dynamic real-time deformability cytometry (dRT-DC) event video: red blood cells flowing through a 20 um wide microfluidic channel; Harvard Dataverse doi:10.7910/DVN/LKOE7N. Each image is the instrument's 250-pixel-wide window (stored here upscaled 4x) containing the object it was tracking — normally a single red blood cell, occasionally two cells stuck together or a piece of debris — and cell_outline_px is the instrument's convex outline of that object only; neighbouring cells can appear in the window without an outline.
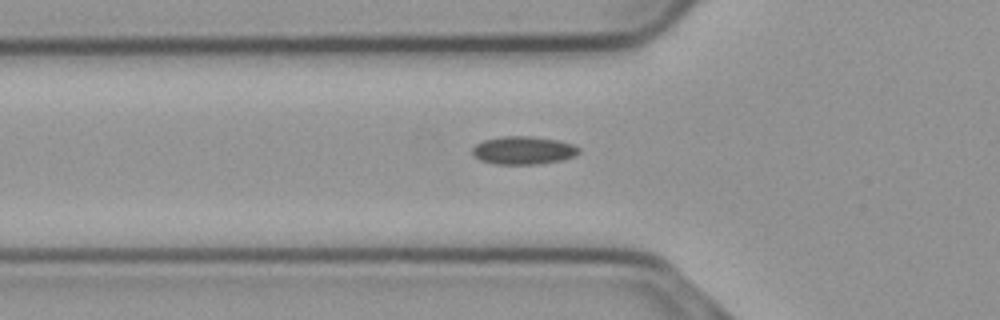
{"species": "common noctule bat (a hibernating species)", "species_latin": "Nyctalus noctula", "temperature_condition": "cold", "stored_images_in_passage": 35, "camera_frame_rate_fps": 3000, "um_per_image_px": 0.085, "animal": {"sex": "male", "body_mass_g": 23.1, "forearm_length_mm": 52.7}, "frame": {"image": 1, "passage_image": 18, "time_ms": 5.667, "image_size_px": [1000, 320], "cell_outline_px": [[580, 152], [576, 156], [560, 160], [536, 164], [496, 164], [480, 160], [472, 152], [472, 148], [476, 144], [484, 140], [504, 136], [532, 136], [556, 140], [572, 144], [580, 148]], "centroid_in_image_um": [44.5, 12.78], "position_along_channel_um": 81.3, "area_um2": 17.28}}
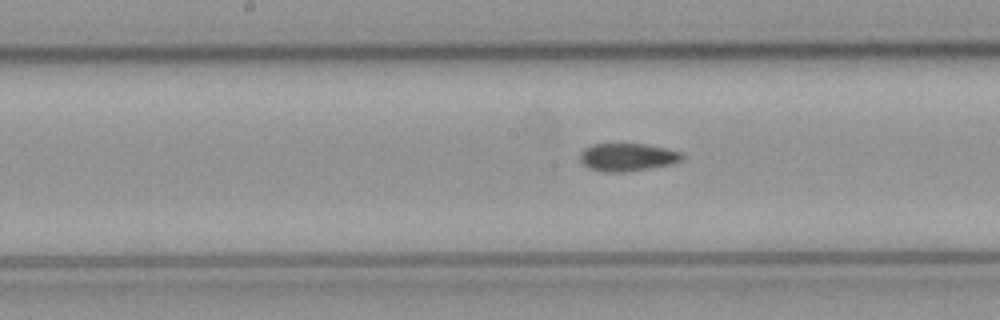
{"frame": {"image": 2, "passage_image": 27, "time_ms": 8.667, "image_size_px": [1000, 320], "cell_outline_px": [[684, 156], [680, 160], [672, 164], [624, 172], [604, 172], [588, 168], [580, 160], [580, 152], [584, 148], [592, 144], [644, 144], [668, 148], [684, 152]], "centroid_in_image_um": [53.34, 13.35], "position_along_channel_um": 194.9, "area_um2": 16.65}}
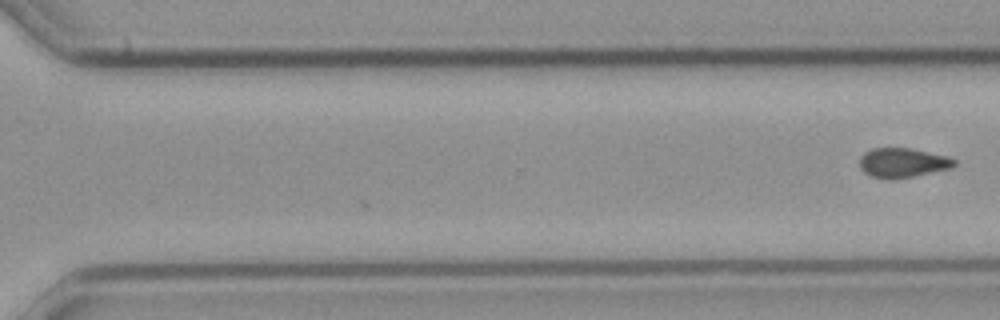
{"frame": {"image": 3, "passage_image": 35, "time_ms": 11.333, "image_size_px": [1000, 320], "cell_outline_px": [[956, 164], [952, 168], [912, 176], [872, 176], [864, 172], [860, 168], [860, 156], [864, 152], [872, 148], [912, 148], [948, 156], [956, 160]], "centroid_in_image_um": [76.76, 13.78], "position_along_channel_um": 293.8, "area_um2": 15.78}}